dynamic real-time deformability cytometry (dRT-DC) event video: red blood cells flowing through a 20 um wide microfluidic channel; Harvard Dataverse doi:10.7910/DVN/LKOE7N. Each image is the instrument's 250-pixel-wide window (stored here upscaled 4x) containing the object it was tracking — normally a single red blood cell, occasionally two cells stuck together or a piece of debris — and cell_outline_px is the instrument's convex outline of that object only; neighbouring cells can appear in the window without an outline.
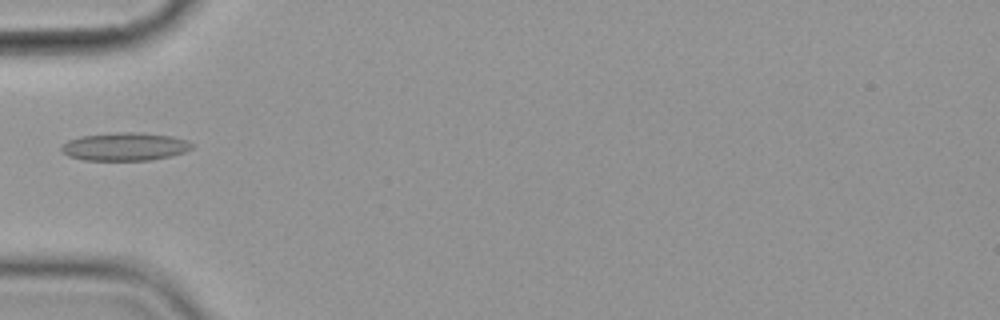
{"species": "common noctule bat (a hibernating species)", "species_latin": "Nyctalus noctula", "temperature_condition": "cold", "stored_images_in_passage": 4, "camera_frame_rate_fps": 3000, "um_per_image_px": 0.085, "animal": {"sex": "female", "body_mass_g": 19.9}, "frame": {"image": 1, "passage_image": 4, "time_ms": 4.333, "image_size_px": [1000, 320], "cell_outline_px": [[196, 144], [192, 148], [184, 152], [168, 156], [148, 160], [84, 160], [68, 156], [60, 148], [68, 140], [80, 136], [116, 132], [140, 132], [172, 136], [188, 140]], "centroid_in_image_um": [10.64, 12.45], "position_along_channel_um": 74.4, "area_um2": 21.39}}